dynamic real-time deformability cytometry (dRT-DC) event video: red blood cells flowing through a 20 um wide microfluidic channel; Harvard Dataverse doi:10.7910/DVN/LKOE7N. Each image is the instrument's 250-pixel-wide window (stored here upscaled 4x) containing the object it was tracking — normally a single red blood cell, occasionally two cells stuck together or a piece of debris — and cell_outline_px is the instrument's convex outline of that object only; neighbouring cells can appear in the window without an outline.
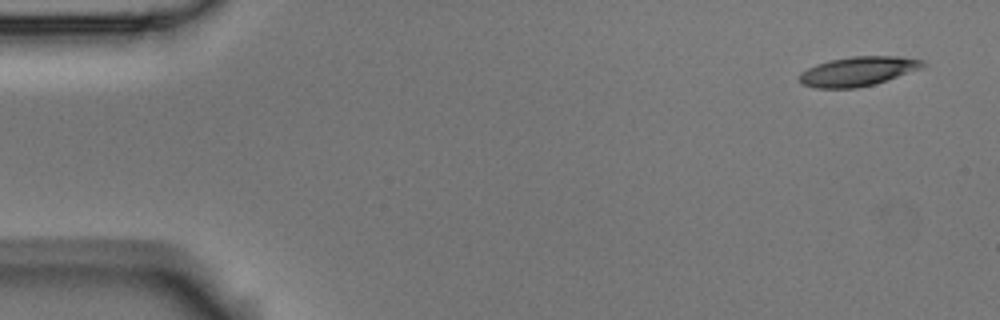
{"species": "Egyptian fruit bat (a non-hibernating species)", "species_latin": "Rousettus aegyptiacus", "temperature_condition": "room temperature", "stored_images_in_passage": 4, "camera_frame_rate_fps": 3000, "um_per_image_px": 0.085, "animal": {"sex": "male"}, "frame": {"image": 1, "passage_image": 1, "time_ms": 0.0, "image_size_px": [1000, 320], "cell_outline_px": [[928, 64], [924, 68], [872, 84], [856, 88], [816, 88], [800, 84], [800, 72], [816, 64], [832, 60], [852, 56], [900, 56], [924, 60]], "centroid_in_image_um": [72.96, 6.05], "position_along_channel_um": 12.0, "area_um2": 21.1}}